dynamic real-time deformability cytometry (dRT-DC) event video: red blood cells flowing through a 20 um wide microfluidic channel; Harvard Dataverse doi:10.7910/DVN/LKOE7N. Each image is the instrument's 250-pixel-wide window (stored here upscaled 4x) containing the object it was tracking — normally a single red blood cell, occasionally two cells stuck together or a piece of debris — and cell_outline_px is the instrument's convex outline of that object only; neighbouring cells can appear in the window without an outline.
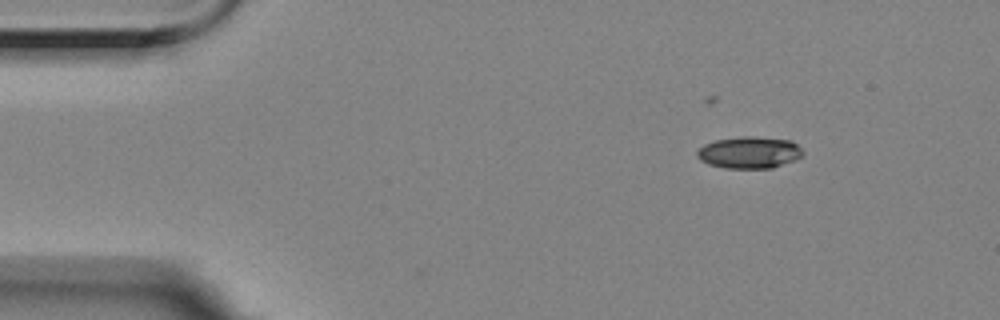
{"species": "Egyptian fruit bat (a non-hibernating species)", "species_latin": "Rousettus aegyptiacus", "temperature_condition": "room temperature", "stored_images_in_passage": 50, "camera_frame_rate_fps": 3000, "um_per_image_px": 0.085, "animal": {"sex": "female"}, "frame": {"image": 1, "passage_image": 1, "time_ms": 0.0, "image_size_px": [1000, 320], "cell_outline_px": [[804, 152], [796, 160], [772, 168], [724, 168], [708, 164], [700, 160], [696, 156], [696, 152], [704, 144], [716, 140], [748, 136], [792, 140]], "centroid_in_image_um": [63.69, 12.97], "position_along_channel_um": 21.3, "area_um2": 19.54}}
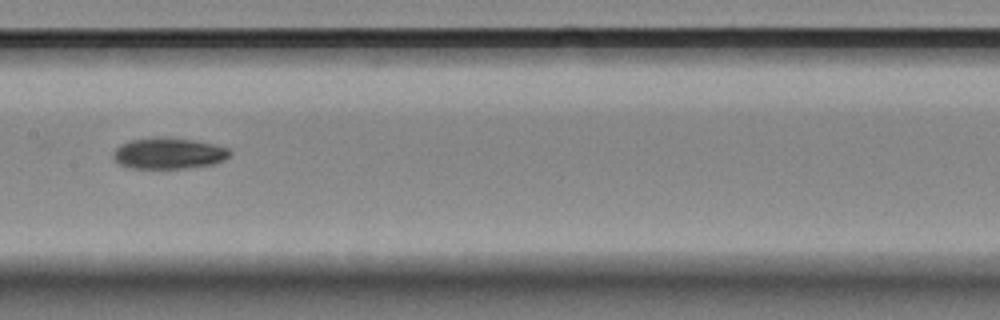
{"frame": {"image": 2, "passage_image": 22, "time_ms": 7.0, "image_size_px": [1000, 320], "cell_outline_px": [[232, 152], [224, 160], [212, 164], [184, 168], [132, 168], [120, 164], [112, 156], [112, 152], [120, 144], [132, 140], [152, 136], [164, 136], [192, 140], [212, 144], [228, 148]], "centroid_in_image_um": [14.3, 13.02], "position_along_channel_um": 193.1, "area_um2": 21.15}}
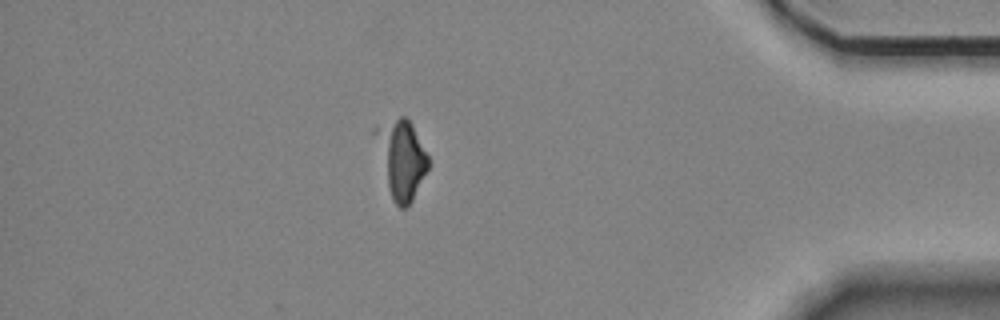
{"frame": {"image": 3, "passage_image": 43, "time_ms": 14.0, "image_size_px": [1000, 320], "cell_outline_px": [[428, 168], [412, 200], [404, 208], [400, 208], [392, 200], [388, 188], [372, 132], [372, 128], [400, 116], [404, 116], [412, 124], [428, 156]], "centroid_in_image_um": [34.08, 13.48], "position_along_channel_um": 401.1, "area_um2": 23.81}, "authors_computed_cell_mechanics": {"area_um2": 21.2126, "velocity_mm_per_s": 3.5164, "shape_relaxation_time_tau1_ms": 4.6828, "shape_relaxation_time_tau2_ms": null, "deformation_change_tau1": 0.1253, "deformation_change_tau2": null}}